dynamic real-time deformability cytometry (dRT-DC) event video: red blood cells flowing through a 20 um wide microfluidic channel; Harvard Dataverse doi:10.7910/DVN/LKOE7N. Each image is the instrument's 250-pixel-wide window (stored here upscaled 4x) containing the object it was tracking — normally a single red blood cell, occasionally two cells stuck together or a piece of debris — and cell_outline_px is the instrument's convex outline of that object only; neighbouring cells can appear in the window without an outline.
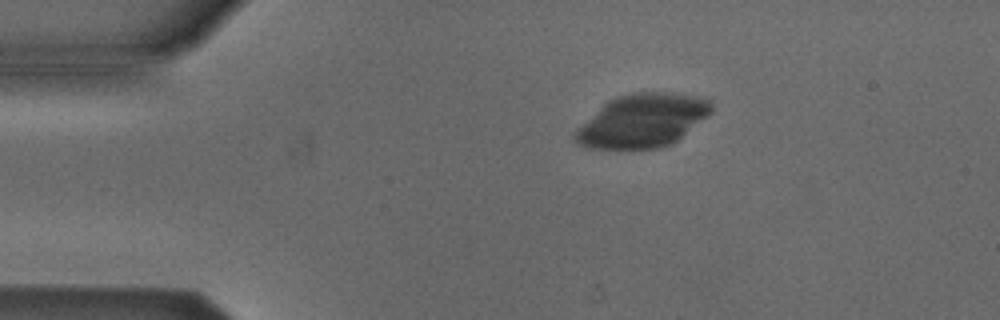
{"species": "Egyptian fruit bat (a non-hibernating species)", "species_latin": "Rousettus aegyptiacus", "temperature_condition": "cold", "stored_images_in_passage": 4, "segment_of_instrument_passage": [1, 2], "camera_frame_rate_fps": 3000, "um_per_image_px": 0.085, "animal": {"sex": "male"}, "frame": {"image": 1, "passage_image": 2, "time_ms": 1.0, "image_size_px": [1000, 320], "cell_outline_px": [[712, 112], [708, 116], [672, 144], [660, 148], [592, 148], [580, 144], [572, 136], [608, 100], [616, 96], [636, 92], [668, 92], [696, 96], [712, 100]], "centroid_in_image_um": [54.69, 10.24], "position_along_channel_um": 30.3, "area_um2": 41.67}}